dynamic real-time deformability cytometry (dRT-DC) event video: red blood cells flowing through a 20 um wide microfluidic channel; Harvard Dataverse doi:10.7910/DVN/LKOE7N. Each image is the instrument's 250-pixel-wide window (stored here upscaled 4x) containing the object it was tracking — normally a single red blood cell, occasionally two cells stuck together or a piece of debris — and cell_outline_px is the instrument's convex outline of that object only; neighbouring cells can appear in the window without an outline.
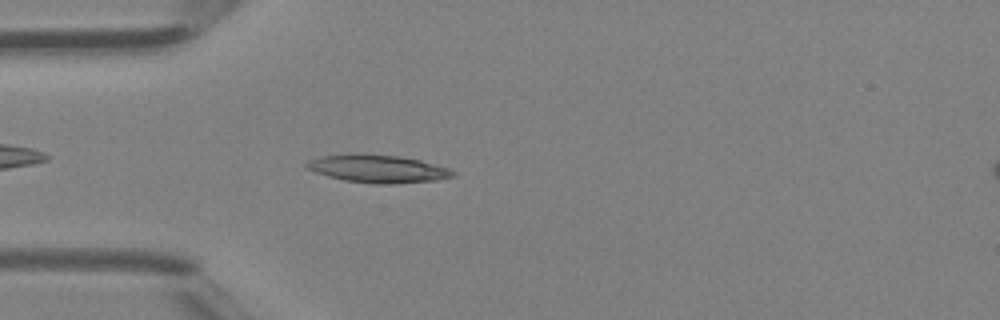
{"species": "Egyptian fruit bat (a non-hibernating species)", "species_latin": "Rousettus aegyptiacus", "temperature_condition": "room temperature", "stored_images_in_passage": 37, "camera_frame_rate_fps": 3000, "um_per_image_px": 0.085, "animal": {"sex": "female"}, "frame": {"image": 1, "passage_image": 4, "time_ms": 1.0, "image_size_px": [1000, 320], "cell_outline_px": [[456, 176], [436, 180], [396, 184], [376, 184], [344, 180], [328, 176], [316, 172], [308, 168], [304, 164], [308, 160], [320, 156], [348, 152], [360, 152], [396, 156], [420, 160], [448, 168], [456, 172]], "centroid_in_image_um": [32.08, 14.32], "position_along_channel_um": 52.9, "area_um2": 24.1}}
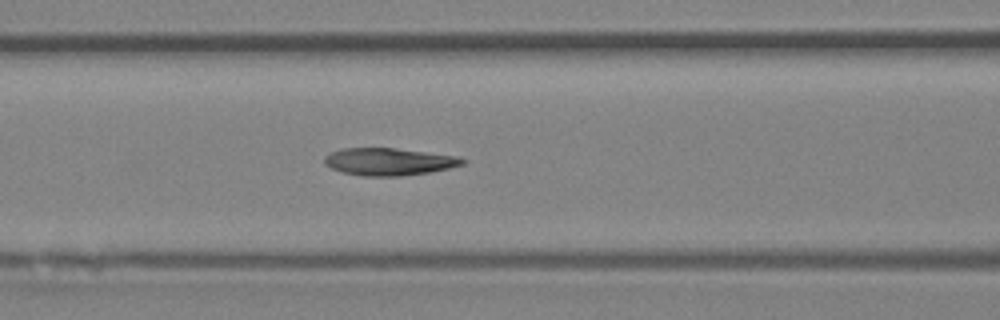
{"frame": {"image": 2, "passage_image": 10, "time_ms": 3.0, "image_size_px": [1000, 320], "cell_outline_px": [[468, 160], [464, 164], [432, 172], [400, 176], [364, 176], [344, 172], [332, 168], [324, 164], [324, 156], [340, 148], [396, 148], [460, 156]], "centroid_in_image_um": [33.1, 13.73], "position_along_channel_um": 133.5, "area_um2": 22.14}}
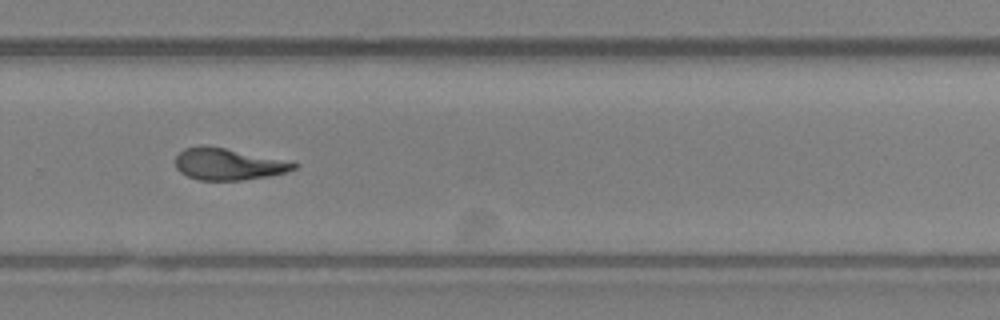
{"frame": {"image": 3, "passage_image": 22, "time_ms": 7.0, "image_size_px": [1000, 320], "cell_outline_px": [[300, 164], [296, 168], [284, 172], [268, 176], [240, 180], [200, 180], [188, 176], [180, 172], [176, 168], [176, 156], [184, 148], [224, 148]], "centroid_in_image_um": [19.38, 13.99], "position_along_channel_um": 310.4, "area_um2": 20.87}, "authors_computed_cell_mechanics": {"area_um2": 22.0218, "velocity_mm_per_s": 4.4457, "shape_relaxation_time_tau1_ms": 4.0113, "shape_relaxation_time_tau2_ms": 2.6638, "deformation_change_tau1": 0.1747, "deformation_change_tau2": 0.1091}}